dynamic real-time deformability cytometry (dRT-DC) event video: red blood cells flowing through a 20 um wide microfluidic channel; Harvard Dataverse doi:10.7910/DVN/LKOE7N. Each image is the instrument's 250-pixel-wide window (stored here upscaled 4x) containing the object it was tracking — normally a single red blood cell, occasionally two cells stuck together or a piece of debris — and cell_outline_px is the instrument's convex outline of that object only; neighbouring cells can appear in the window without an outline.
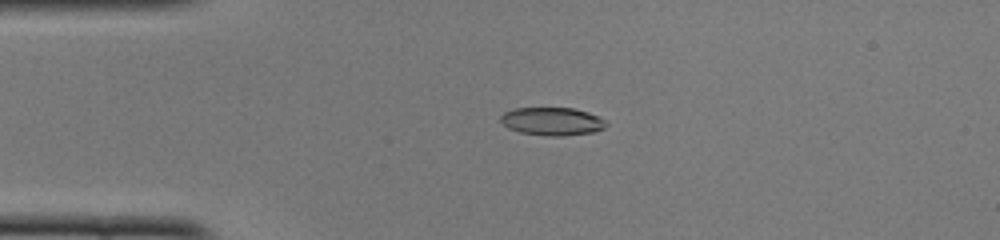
{"species": "common noctule bat (a hibernating species)", "species_latin": "Nyctalus noctula", "temperature_condition": "cold", "stored_images_in_passage": 40, "camera_frame_rate_fps": 3000, "um_per_image_px": 0.085, "animal": {"sex": "female", "body_mass_g": 22.0, "forearm_length_mm": 56.7}, "frame": {"image": 1, "passage_image": 2, "time_ms": 0.333, "image_size_px": [1000, 240], "cell_outline_px": [[608, 124], [604, 128], [592, 132], [560, 136], [548, 136], [520, 132], [508, 128], [500, 120], [500, 116], [504, 112], [516, 108], [572, 108], [588, 112], [600, 116]], "centroid_in_image_um": [46.94, 10.31], "position_along_channel_um": 38.1, "area_um2": 17.17}}
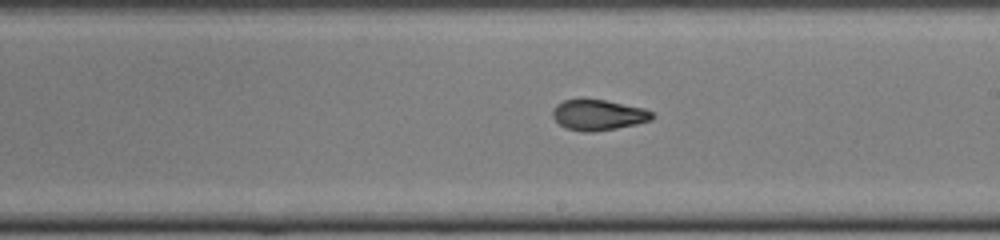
{"frame": {"image": 2, "passage_image": 19, "time_ms": 6.0, "image_size_px": [1000, 240], "cell_outline_px": [[652, 120], [636, 124], [616, 128], [592, 132], [584, 132], [568, 128], [560, 124], [552, 116], [552, 108], [556, 104], [564, 100], [604, 100], [644, 108], [652, 112]], "centroid_in_image_um": [50.84, 9.77], "position_along_channel_um": 238.2, "area_um2": 17.46}}
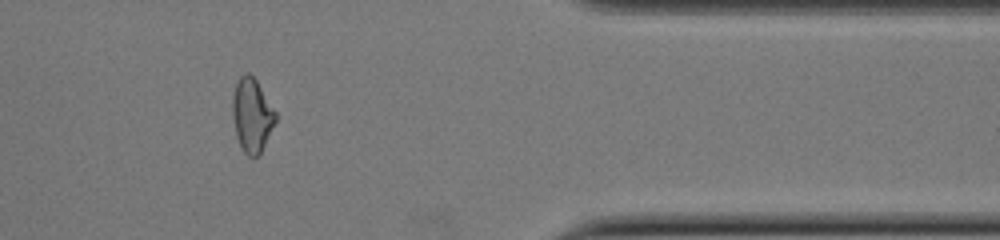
{"frame": {"image": 3, "passage_image": 32, "time_ms": 10.333, "image_size_px": [1000, 240], "cell_outline_px": [[276, 120], [260, 152], [256, 156], [248, 156], [244, 152], [236, 136], [232, 116], [232, 96], [236, 84], [240, 76], [244, 72], [248, 72], [256, 80], [276, 112]], "centroid_in_image_um": [21.39, 9.76], "position_along_channel_um": 390.0, "area_um2": 18.21}, "authors_computed_cell_mechanics": {"area_um2": 18.1203, "velocity_mm_per_s": 4.0137, "shape_relaxation_time_tau1_ms": null, "shape_relaxation_time_tau2_ms": 1.5264, "deformation_change_tau1": null, "deformation_change_tau2": 0.0783}}